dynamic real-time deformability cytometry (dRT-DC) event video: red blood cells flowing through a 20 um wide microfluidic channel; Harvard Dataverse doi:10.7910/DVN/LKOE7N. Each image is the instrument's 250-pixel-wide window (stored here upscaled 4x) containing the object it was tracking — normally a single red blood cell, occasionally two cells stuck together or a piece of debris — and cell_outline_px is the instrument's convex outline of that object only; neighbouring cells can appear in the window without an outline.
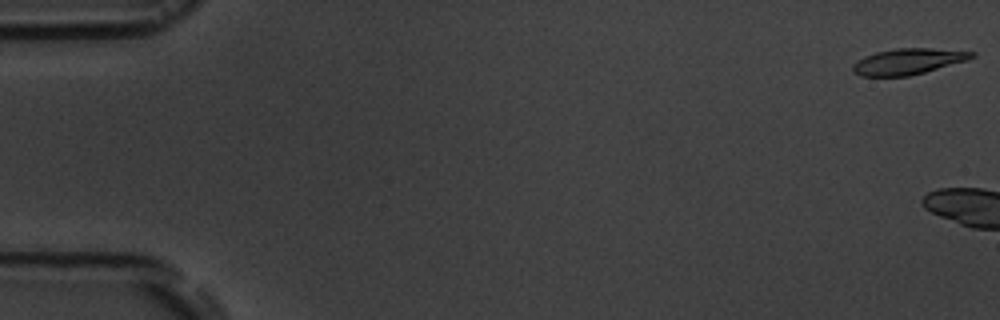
{"species": "common noctule bat (a hibernating species)", "species_latin": "Nyctalus noctula", "temperature_condition": "room temperature", "stored_images_in_passage": 3, "camera_frame_rate_fps": 3000, "um_per_image_px": 0.085, "animal": {"sex": "male", "body_mass_g": 19.5, "forearm_length_mm": 54.6}, "frame": {"image": 1, "passage_image": 1, "time_ms": 0.0, "image_size_px": [1000, 320], "cell_outline_px": [[976, 56], [968, 60], [924, 72], [908, 76], [860, 76], [852, 72], [852, 64], [856, 60], [864, 56], [876, 52], [896, 48], [928, 48], [976, 52]], "centroid_in_image_um": [77.15, 5.22], "position_along_channel_um": 7.8, "area_um2": 18.03}}